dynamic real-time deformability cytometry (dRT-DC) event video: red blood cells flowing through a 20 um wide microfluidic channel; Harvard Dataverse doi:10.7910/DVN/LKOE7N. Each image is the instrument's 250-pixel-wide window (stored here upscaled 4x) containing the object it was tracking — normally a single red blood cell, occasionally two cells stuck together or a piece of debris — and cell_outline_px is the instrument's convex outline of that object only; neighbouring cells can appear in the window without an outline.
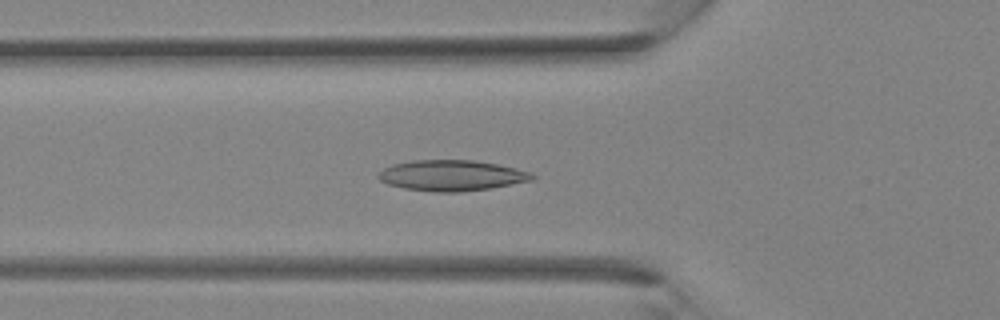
{"species": "Egyptian fruit bat (a non-hibernating species)", "species_latin": "Rousettus aegyptiacus", "temperature_condition": "room temperature", "stored_images_in_passage": 36, "camera_frame_rate_fps": 3000, "um_per_image_px": 0.085, "animal": {"sex": "female"}, "frame": {"image": 1, "passage_image": 13, "time_ms": 4.0, "image_size_px": [1000, 320], "cell_outline_px": [[536, 176], [532, 180], [492, 188], [460, 192], [436, 192], [404, 188], [388, 184], [380, 180], [376, 176], [384, 168], [392, 164], [412, 160], [472, 160], [496, 164], [516, 168], [532, 172]], "centroid_in_image_um": [38.39, 14.91], "position_along_channel_um": 87.4, "area_um2": 27.57}}
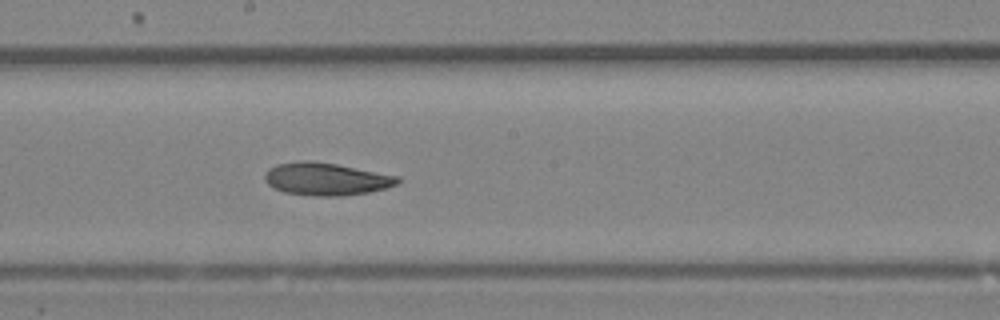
{"frame": {"image": 2, "passage_image": 20, "time_ms": 6.333, "image_size_px": [1000, 320], "cell_outline_px": [[400, 180], [396, 184], [384, 188], [368, 192], [340, 196], [316, 196], [284, 192], [268, 184], [264, 180], [264, 176], [268, 168], [276, 164], [304, 160], [308, 160], [336, 164], [400, 176]], "centroid_in_image_um": [27.7, 15.21], "position_along_channel_um": 220.5, "area_um2": 25.09}}
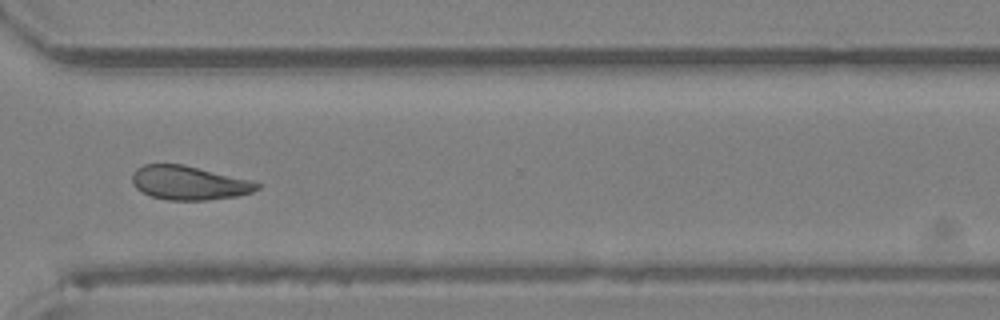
{"frame": {"image": 3, "passage_image": 27, "time_ms": 8.667, "image_size_px": [1000, 320], "cell_outline_px": [[260, 188], [252, 192], [236, 196], [208, 200], [168, 200], [152, 196], [136, 188], [132, 180], [132, 176], [136, 168], [144, 164], [184, 164], [252, 180], [260, 184]], "centroid_in_image_um": [16.09, 15.53], "position_along_channel_um": 354.5, "area_um2": 24.68}}